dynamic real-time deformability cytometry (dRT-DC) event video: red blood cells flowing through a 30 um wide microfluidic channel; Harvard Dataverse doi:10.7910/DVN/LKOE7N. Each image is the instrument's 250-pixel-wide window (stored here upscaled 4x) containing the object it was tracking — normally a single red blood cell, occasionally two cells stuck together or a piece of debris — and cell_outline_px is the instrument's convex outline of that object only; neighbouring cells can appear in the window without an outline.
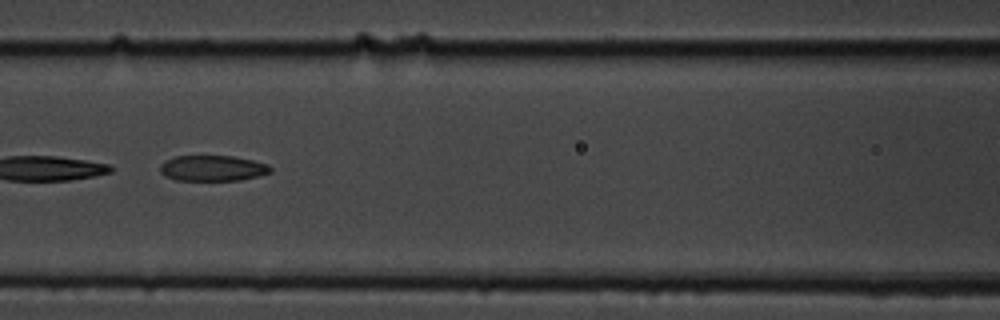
{"species": "common noctule bat (a hibernating species)", "species_latin": "Nyctalus noctula", "temperature_condition": "cold", "stored_images_in_passage": 11, "camera_frame_rate_fps": 3000, "um_per_image_px": 0.085, "animal": {"sex": "male", "body_mass_g": 19.5, "forearm_length_mm": 54.6}, "frame": {"image": 1, "passage_image": 5, "time_ms": 4.667, "image_size_px": [1000, 320], "cell_outline_px": [[272, 172], [240, 180], [176, 180], [160, 172], [160, 164], [176, 156], [232, 156], [252, 160], [268, 164], [272, 168]], "centroid_in_image_um": [18.1, 14.29], "position_along_channel_um": 148.5, "area_um2": 16.3}}
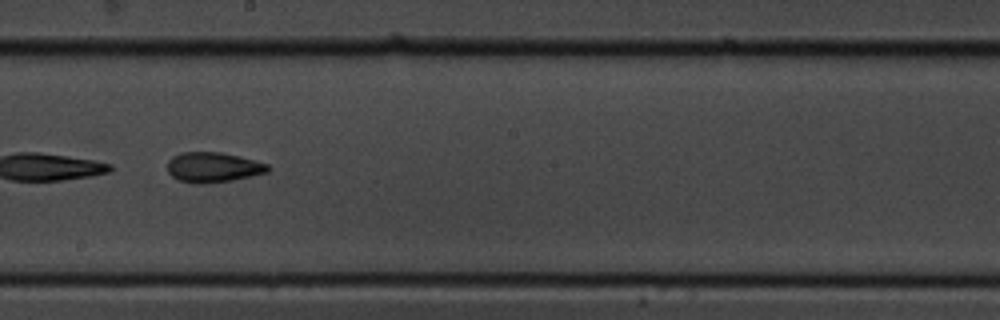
{"frame": {"image": 2, "passage_image": 7, "time_ms": 7.0, "image_size_px": [1000, 320], "cell_outline_px": [[268, 172], [252, 176], [232, 180], [204, 184], [192, 184], [180, 180], [172, 176], [168, 172], [168, 160], [172, 156], [180, 152], [220, 152], [240, 156], [268, 164]], "centroid_in_image_um": [18.09, 14.22], "position_along_channel_um": 230.1, "area_um2": 17.69}}